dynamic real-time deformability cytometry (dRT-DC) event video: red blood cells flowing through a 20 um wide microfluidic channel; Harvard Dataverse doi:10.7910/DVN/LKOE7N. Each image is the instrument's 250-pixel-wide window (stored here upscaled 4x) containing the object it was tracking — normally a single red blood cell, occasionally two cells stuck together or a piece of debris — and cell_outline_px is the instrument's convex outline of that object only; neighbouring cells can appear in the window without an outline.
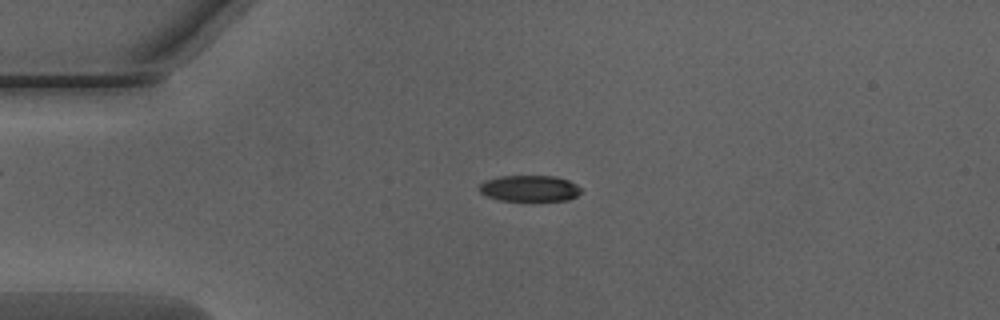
{"species": "Egyptian fruit bat (a non-hibernating species)", "species_latin": "Rousettus aegyptiacus", "temperature_condition": "warm", "stored_images_in_passage": 51, "camera_frame_rate_fps": 3000, "um_per_image_px": 0.085, "animal": {"sex": "male"}, "frame": {"image": 1, "passage_image": 12, "time_ms": 3.667, "image_size_px": [1000, 320], "cell_outline_px": [[580, 192], [576, 196], [568, 200], [500, 200], [488, 196], [480, 192], [480, 184], [484, 180], [500, 176], [556, 176], [568, 180], [576, 184], [580, 188]], "centroid_in_image_um": [45.01, 16.0], "position_along_channel_um": 40.0, "area_um2": 15.32}}
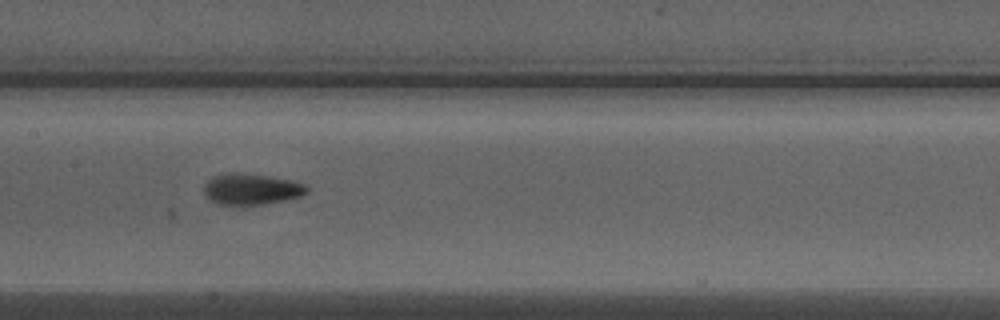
{"frame": {"image": 2, "passage_image": 25, "time_ms": 8.0, "image_size_px": [1000, 320], "cell_outline_px": [[308, 192], [300, 196], [284, 200], [264, 204], [240, 208], [232, 208], [216, 204], [204, 192], [204, 184], [212, 176], [268, 176], [292, 180], [304, 184], [308, 188]], "centroid_in_image_um": [21.37, 16.18], "position_along_channel_um": 186.0, "area_um2": 18.38}}
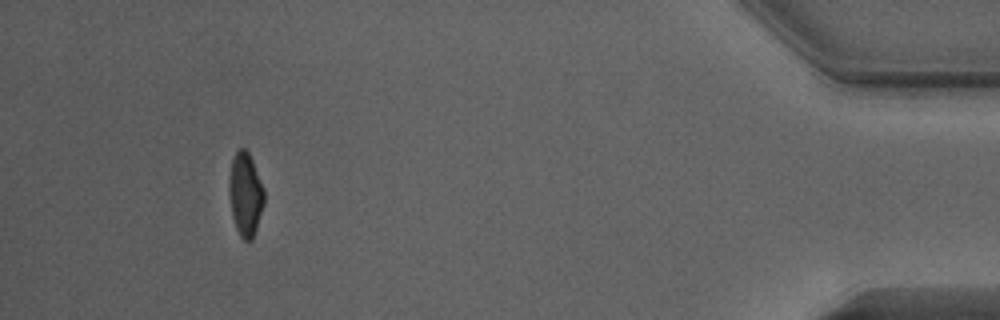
{"frame": {"image": 3, "passage_image": 47, "time_ms": 15.333, "image_size_px": [1000, 320], "cell_outline_px": [[264, 204], [252, 240], [244, 240], [240, 236], [236, 228], [232, 216], [228, 192], [228, 180], [232, 160], [236, 152], [240, 148], [244, 148], [248, 152], [252, 160], [264, 188]], "centroid_in_image_um": [20.84, 16.51], "position_along_channel_um": 414.4, "area_um2": 17.05}, "authors_computed_cell_mechanics": {"area_um2": 17.2822, "velocity_mm_per_s": 4.0464, "shape_relaxation_time_tau1_ms": 3.4517, "shape_relaxation_time_tau2_ms": 2.1926, "deformation_change_tau1": 0.1743, "deformation_change_tau2": 0.0867}}